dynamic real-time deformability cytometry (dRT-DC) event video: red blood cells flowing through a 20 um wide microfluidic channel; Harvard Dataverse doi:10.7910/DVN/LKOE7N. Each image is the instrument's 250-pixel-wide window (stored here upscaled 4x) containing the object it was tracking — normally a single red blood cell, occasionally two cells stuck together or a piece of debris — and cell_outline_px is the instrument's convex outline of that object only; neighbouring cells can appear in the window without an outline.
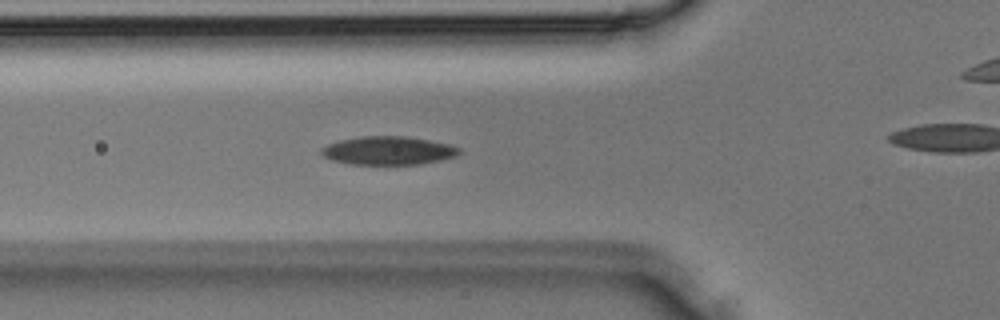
{"species": "Egyptian fruit bat (a non-hibernating species)", "species_latin": "Rousettus aegyptiacus", "temperature_condition": "room temperature", "stored_images_in_passage": 26, "camera_frame_rate_fps": 3000, "um_per_image_px": 0.085, "animal": {"sex": "male"}, "frame": {"image": 1, "passage_image": 4, "time_ms": 1.0, "image_size_px": [1000, 320], "cell_outline_px": [[460, 152], [456, 156], [420, 164], [352, 164], [332, 160], [324, 156], [320, 152], [320, 148], [328, 144], [340, 140], [360, 136], [408, 136], [448, 144], [460, 148]], "centroid_in_image_um": [32.97, 12.79], "position_along_channel_um": 92.8, "area_um2": 22.66}}
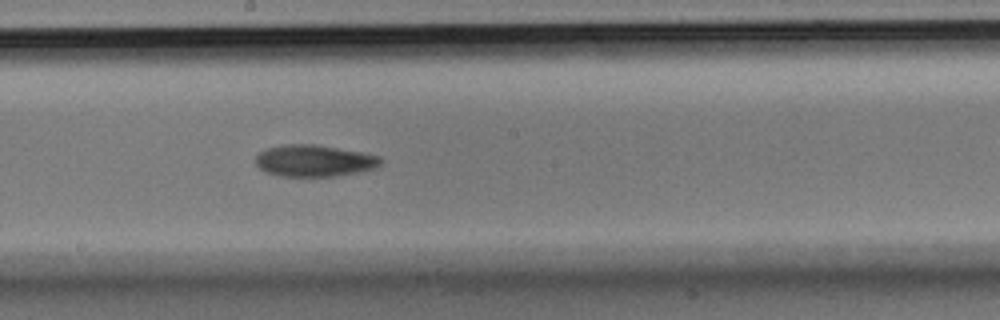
{"frame": {"image": 2, "passage_image": 11, "time_ms": 3.333, "image_size_px": [1000, 320], "cell_outline_px": [[384, 160], [376, 168], [360, 172], [336, 176], [280, 176], [264, 172], [256, 164], [256, 156], [260, 152], [268, 148], [288, 144], [316, 144], [360, 152], [380, 156]], "centroid_in_image_um": [26.73, 13.67], "position_along_channel_um": 221.5, "area_um2": 23.12}}
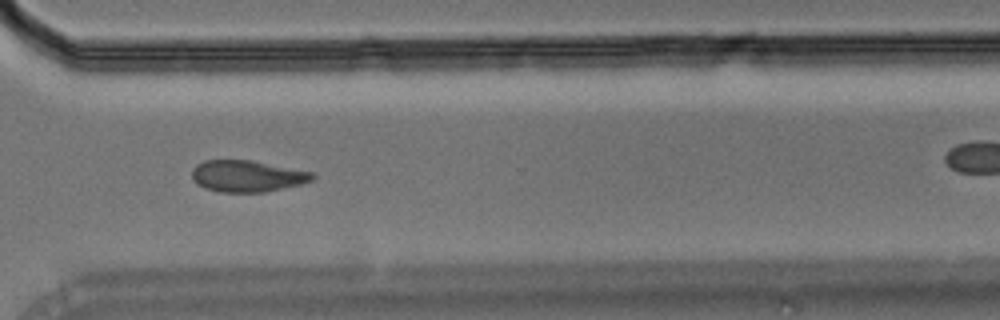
{"frame": {"image": 3, "passage_image": 18, "time_ms": 5.667, "image_size_px": [1000, 320], "cell_outline_px": [[316, 176], [312, 180], [300, 184], [264, 192], [220, 192], [204, 188], [196, 184], [192, 176], [192, 168], [196, 164], [204, 160], [252, 160], [312, 172]], "centroid_in_image_um": [20.97, 14.96], "position_along_channel_um": 349.6, "area_um2": 22.14}}